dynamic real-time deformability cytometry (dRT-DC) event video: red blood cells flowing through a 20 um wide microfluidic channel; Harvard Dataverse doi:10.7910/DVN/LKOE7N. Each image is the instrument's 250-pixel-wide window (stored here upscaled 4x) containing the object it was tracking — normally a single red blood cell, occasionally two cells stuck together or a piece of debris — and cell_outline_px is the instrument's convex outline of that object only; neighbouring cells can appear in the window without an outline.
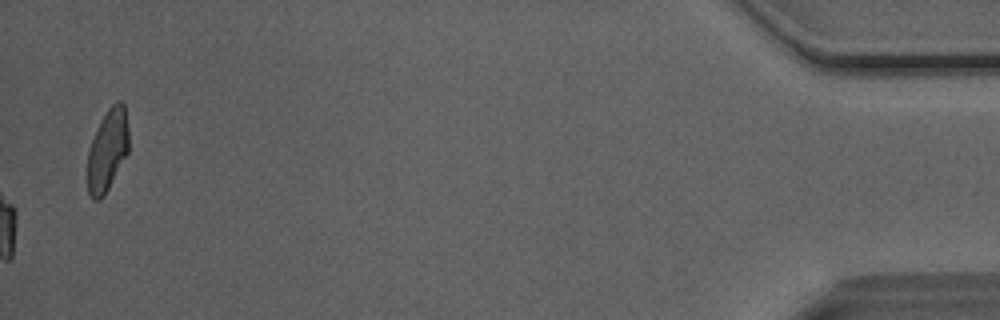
{"species": "Egyptian fruit bat (a non-hibernating species)", "species_latin": "Rousettus aegyptiacus", "temperature_condition": "room temperature", "stored_images_in_passage": 44, "camera_frame_rate_fps": 3000, "um_per_image_px": 0.085, "animal": {"sex": "male"}, "frame": {"image": 1, "passage_image": 44, "time_ms": 14.333, "image_size_px": [1000, 320], "cell_outline_px": [[128, 152], [104, 196], [100, 200], [92, 200], [88, 192], [88, 152], [96, 128], [100, 120], [108, 108], [116, 100], [120, 100], [124, 104], [128, 128]], "centroid_in_image_um": [9.14, 12.75], "position_along_channel_um": 426.1, "area_um2": 19.65}, "authors_computed_cell_mechanics": {"area_um2": 21.675, "velocity_mm_per_s": 4.0794, "shape_relaxation_time_tau1_ms": 5.5098, "shape_relaxation_time_tau2_ms": 2.4374, "deformation_change_tau1": 0.1741, "deformation_change_tau2": 0.0856}}